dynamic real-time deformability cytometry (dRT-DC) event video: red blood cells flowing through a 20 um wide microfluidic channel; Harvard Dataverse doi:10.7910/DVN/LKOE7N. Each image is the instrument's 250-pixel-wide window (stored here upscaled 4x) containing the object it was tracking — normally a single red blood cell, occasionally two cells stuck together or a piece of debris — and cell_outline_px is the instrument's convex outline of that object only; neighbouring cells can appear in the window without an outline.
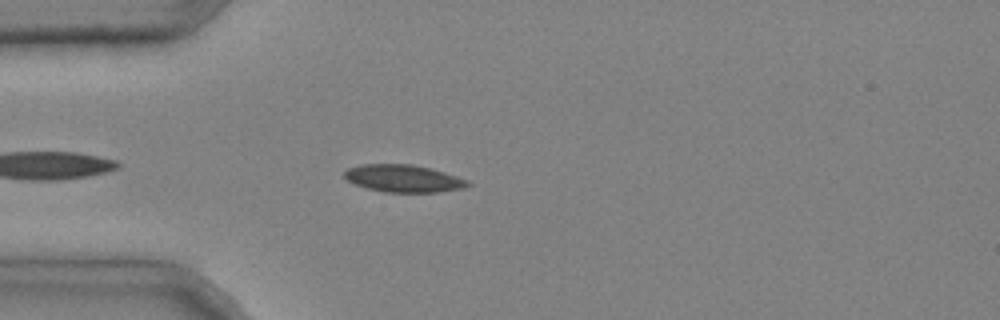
{"species": "common noctule bat (a hibernating species)", "species_latin": "Nyctalus noctula", "temperature_condition": "cold", "stored_images_in_passage": 4, "camera_frame_rate_fps": 3000, "um_per_image_px": 0.085, "animal": {"sex": "male", "body_mass_g": 20.4}, "frame": {"image": 1, "passage_image": 4, "time_ms": 1.0, "image_size_px": [1000, 320], "cell_outline_px": [[472, 184], [464, 188], [436, 192], [384, 192], [368, 188], [356, 184], [348, 180], [344, 176], [344, 172], [348, 168], [360, 164], [412, 164], [444, 172], [468, 180]], "centroid_in_image_um": [34.3, 15.16], "position_along_channel_um": 50.7, "area_um2": 19.54}}